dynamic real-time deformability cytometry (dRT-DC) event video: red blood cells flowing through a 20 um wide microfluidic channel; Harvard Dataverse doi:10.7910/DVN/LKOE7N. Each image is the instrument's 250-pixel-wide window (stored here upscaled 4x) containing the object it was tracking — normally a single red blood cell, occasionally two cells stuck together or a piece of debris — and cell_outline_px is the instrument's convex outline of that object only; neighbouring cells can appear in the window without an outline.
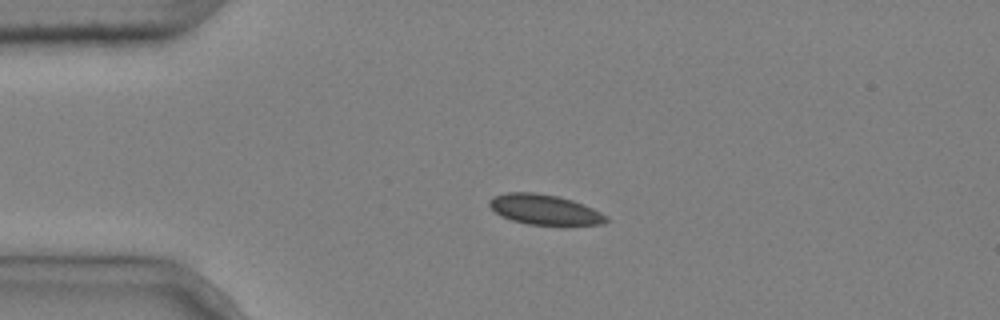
{"species": "common noctule bat (a hibernating species)", "species_latin": "Nyctalus noctula", "temperature_condition": "cold", "stored_images_in_passage": 5, "camera_frame_rate_fps": 3000, "um_per_image_px": 0.085, "animal": {"sex": "male", "body_mass_g": 20.4}, "frame": {"image": 1, "passage_image": 4, "time_ms": 1.0, "image_size_px": [1000, 320], "cell_outline_px": [[608, 220], [604, 224], [528, 224], [512, 220], [500, 216], [488, 204], [488, 200], [492, 196], [508, 192], [536, 192], [556, 196], [572, 200], [592, 208], [608, 216]], "centroid_in_image_um": [46.24, 17.8], "position_along_channel_um": 38.8, "area_um2": 20.29}}